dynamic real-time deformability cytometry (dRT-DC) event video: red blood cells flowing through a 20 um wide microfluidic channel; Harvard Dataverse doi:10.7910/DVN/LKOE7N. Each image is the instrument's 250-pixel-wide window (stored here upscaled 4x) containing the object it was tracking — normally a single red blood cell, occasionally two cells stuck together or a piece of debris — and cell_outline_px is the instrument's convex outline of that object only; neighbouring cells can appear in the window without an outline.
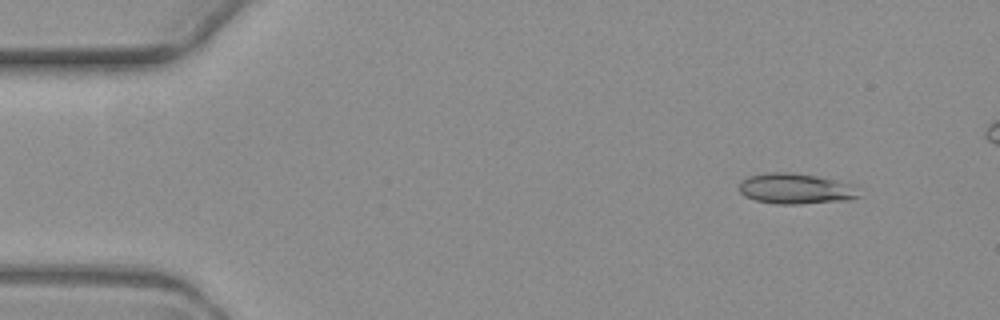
{"species": "common noctule bat (a hibernating species)", "species_latin": "Nyctalus noctula", "temperature_condition": "warm", "stored_images_in_passage": 5, "camera_frame_rate_fps": 3000, "um_per_image_px": 0.085, "animal": {"sex": "female", "body_mass_g": 19.3, "forearm_length_mm": 54.1}, "frame": {"image": 1, "passage_image": 2, "time_ms": 1.0, "image_size_px": [1000, 320], "cell_outline_px": [[860, 196], [848, 200], [800, 204], [776, 204], [756, 200], [744, 196], [740, 192], [740, 180], [748, 176], [768, 172], [792, 172], [816, 176], [832, 180], [844, 184]], "centroid_in_image_um": [67.48, 16.04], "position_along_channel_um": 17.5, "area_um2": 20.81}}